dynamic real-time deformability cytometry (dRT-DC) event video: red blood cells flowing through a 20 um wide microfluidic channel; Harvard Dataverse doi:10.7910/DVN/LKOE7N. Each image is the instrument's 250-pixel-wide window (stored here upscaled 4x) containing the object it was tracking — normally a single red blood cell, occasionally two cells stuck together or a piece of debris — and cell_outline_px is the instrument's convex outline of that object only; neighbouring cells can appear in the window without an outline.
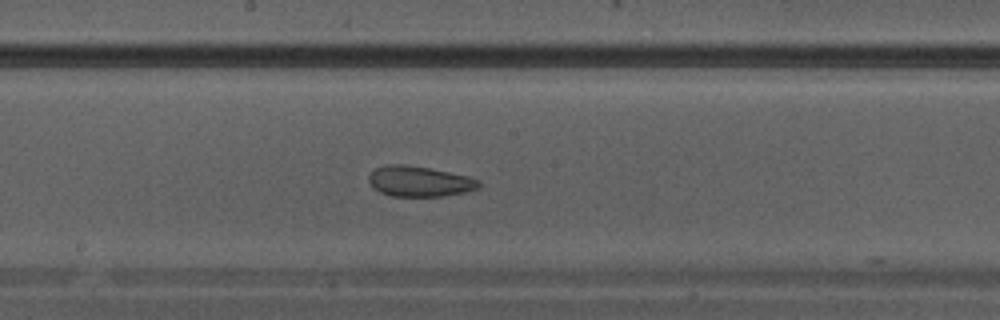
{"species": "Egyptian fruit bat (a non-hibernating species)", "species_latin": "Rousettus aegyptiacus", "temperature_condition": "warm", "stored_images_in_passage": 27, "camera_frame_rate_fps": 3000, "um_per_image_px": 0.085, "animal": {"sex": "male"}, "frame": {"image": 1, "passage_image": 16, "time_ms": 5.0, "image_size_px": [1000, 320], "cell_outline_px": [[480, 188], [464, 192], [444, 196], [392, 196], [380, 192], [372, 188], [368, 180], [368, 176], [376, 168], [384, 164], [404, 164], [432, 168], [468, 176], [480, 180]], "centroid_in_image_um": [35.64, 15.41], "position_along_channel_um": 212.6, "area_um2": 19.77}}